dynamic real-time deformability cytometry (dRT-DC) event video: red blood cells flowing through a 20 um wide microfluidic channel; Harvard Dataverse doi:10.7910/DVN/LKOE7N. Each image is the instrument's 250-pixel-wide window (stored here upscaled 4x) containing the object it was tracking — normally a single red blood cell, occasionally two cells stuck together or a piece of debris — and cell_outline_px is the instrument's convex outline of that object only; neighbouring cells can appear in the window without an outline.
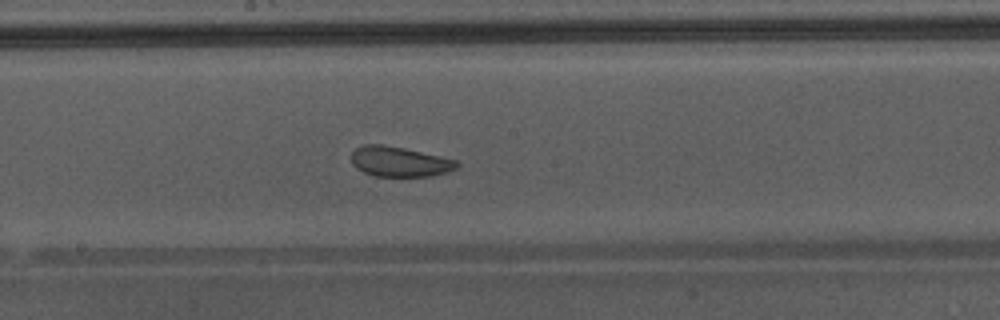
{"species": "Egyptian fruit bat (a non-hibernating species)", "species_latin": "Rousettus aegyptiacus", "temperature_condition": "warm", "stored_images_in_passage": 40, "camera_frame_rate_fps": 3000, "um_per_image_px": 0.085, "animal": {"sex": "male"}, "frame": {"image": 1, "passage_image": 18, "time_ms": 5.667, "image_size_px": [1000, 320], "cell_outline_px": [[460, 164], [456, 168], [432, 176], [376, 176], [364, 172], [356, 168], [352, 164], [352, 152], [356, 148], [364, 144], [380, 144], [404, 148], [456, 160]], "centroid_in_image_um": [33.93, 13.74], "position_along_channel_um": 214.3, "area_um2": 18.26}, "authors_computed_cell_mechanics": {"area_um2": 21.9351, "velocity_mm_per_s": 4.2865, "shape_relaxation_time_tau1_ms": 3.1323, "shape_relaxation_time_tau2_ms": 1.1827, "deformation_change_tau1": 0.0742, "deformation_change_tau2": 0.0768}}